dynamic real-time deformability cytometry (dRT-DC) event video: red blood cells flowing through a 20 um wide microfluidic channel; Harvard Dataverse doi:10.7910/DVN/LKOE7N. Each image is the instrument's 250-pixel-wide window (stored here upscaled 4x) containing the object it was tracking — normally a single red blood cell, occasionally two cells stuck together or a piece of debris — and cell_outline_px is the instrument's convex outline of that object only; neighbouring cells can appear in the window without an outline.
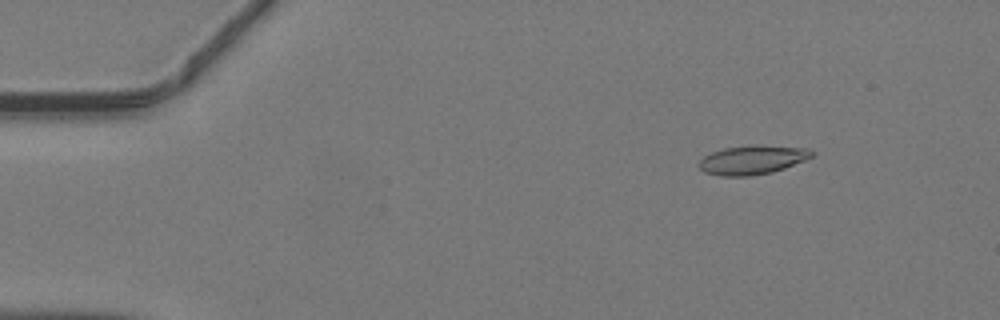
{"species": "common noctule bat (a hibernating species)", "species_latin": "Nyctalus noctula", "temperature_condition": "warm", "stored_images_in_passage": 47, "camera_frame_rate_fps": 3000, "um_per_image_px": 0.085, "animal": {"sex": "male", "body_mass_g": 19.2, "forearm_length_mm": 51.8}, "frame": {"image": 1, "passage_image": 6, "time_ms": 1.667, "image_size_px": [1000, 320], "cell_outline_px": [[812, 156], [804, 160], [784, 168], [772, 172], [748, 176], [720, 176], [704, 172], [700, 168], [700, 160], [704, 156], [712, 152], [724, 148], [748, 144], [760, 144], [808, 148], [812, 152]], "centroid_in_image_um": [63.94, 13.57], "position_along_channel_um": 21.1, "area_um2": 19.13}}
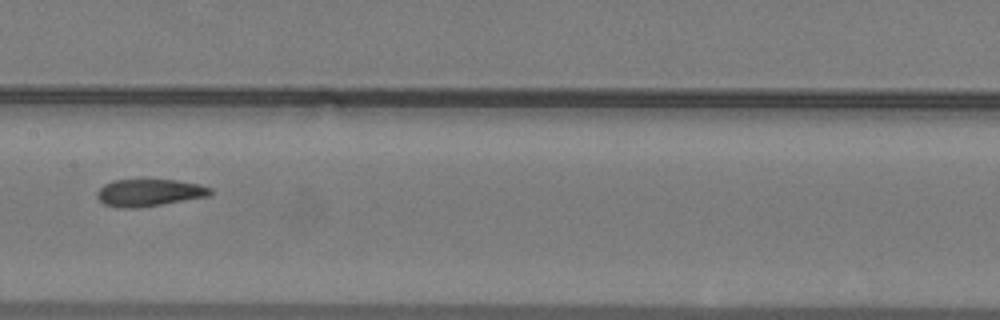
{"frame": {"image": 2, "passage_image": 24, "time_ms": 7.667, "image_size_px": [1000, 320], "cell_outline_px": [[212, 192], [208, 196], [136, 208], [124, 208], [104, 204], [96, 196], [96, 192], [104, 184], [112, 180], [176, 180], [200, 184], [212, 188]], "centroid_in_image_um": [12.67, 16.36], "position_along_channel_um": 194.7, "area_um2": 17.74}}
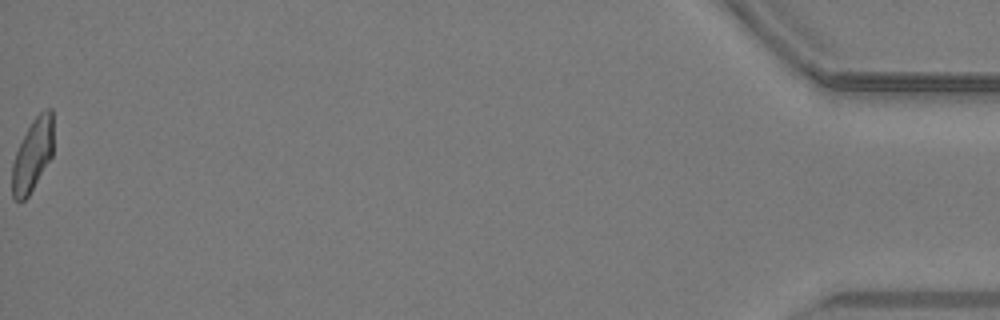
{"frame": {"image": 3, "passage_image": 47, "time_ms": 15.333, "image_size_px": [1000, 320], "cell_outline_px": [[52, 156], [28, 196], [24, 200], [16, 200], [12, 196], [12, 164], [16, 152], [32, 120], [44, 108], [52, 108]], "centroid_in_image_um": [2.77, 13.17], "position_along_channel_um": 432.4, "area_um2": 17.11}}